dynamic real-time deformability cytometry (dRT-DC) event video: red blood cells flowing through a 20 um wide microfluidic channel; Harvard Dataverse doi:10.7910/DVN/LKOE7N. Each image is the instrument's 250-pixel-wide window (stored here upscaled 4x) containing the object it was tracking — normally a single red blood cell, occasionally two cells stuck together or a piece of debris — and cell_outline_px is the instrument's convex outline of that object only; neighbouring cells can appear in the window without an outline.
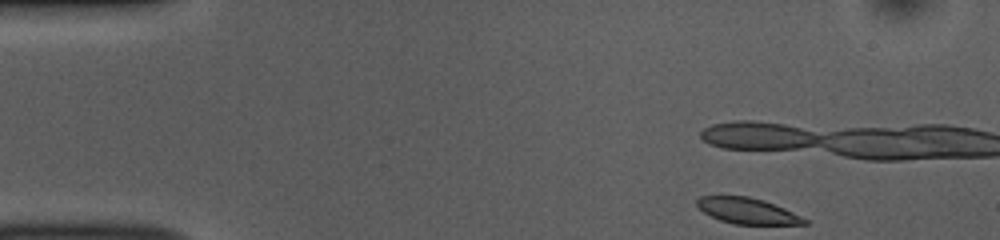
{"species": "common noctule bat (a hibernating species)", "species_latin": "Nyctalus noctula", "temperature_condition": "room temperature", "stored_images_in_passage": 8, "camera_frame_rate_fps": 3000, "um_per_image_px": 0.085, "animal": {"sex": "female", "body_mass_g": 10.0, "forearm_length_mm": 53.1}, "frame": {"image": 1, "passage_image": 1, "time_ms": 0.0, "image_size_px": [1000, 240], "cell_outline_px": [[808, 224], [732, 224], [720, 220], [704, 212], [696, 204], [696, 200], [700, 196], [748, 196], [764, 200], [784, 208], [808, 220]], "centroid_in_image_um": [63.52, 17.92], "position_along_channel_um": 21.5, "area_um2": 16.07}}